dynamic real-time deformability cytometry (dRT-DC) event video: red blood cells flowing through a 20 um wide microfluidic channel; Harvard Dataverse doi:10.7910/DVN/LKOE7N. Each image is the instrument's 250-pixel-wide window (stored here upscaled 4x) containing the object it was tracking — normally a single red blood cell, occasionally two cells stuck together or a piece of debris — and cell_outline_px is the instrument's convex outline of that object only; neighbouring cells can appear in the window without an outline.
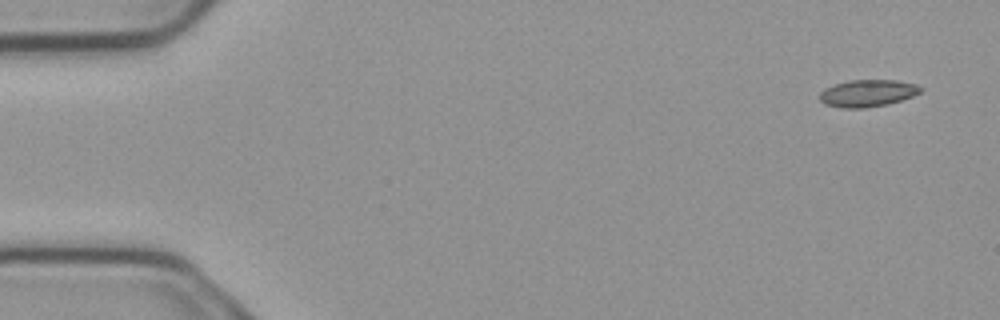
{"species": "common noctule bat (a hibernating species)", "species_latin": "Nyctalus noctula", "temperature_condition": "cold", "stored_images_in_passage": 3, "camera_frame_rate_fps": 3000, "um_per_image_px": 0.085, "animal": {"sex": "male", "body_mass_g": 23.1, "forearm_length_mm": 52.7}, "frame": {"image": 1, "passage_image": 1, "time_ms": 0.0, "image_size_px": [1000, 320], "cell_outline_px": [[924, 88], [920, 92], [912, 96], [888, 104], [864, 108], [844, 108], [824, 104], [820, 100], [820, 92], [824, 88], [848, 80], [896, 80], [916, 84]], "centroid_in_image_um": [73.74, 7.92], "position_along_channel_um": 11.3, "area_um2": 15.9}}
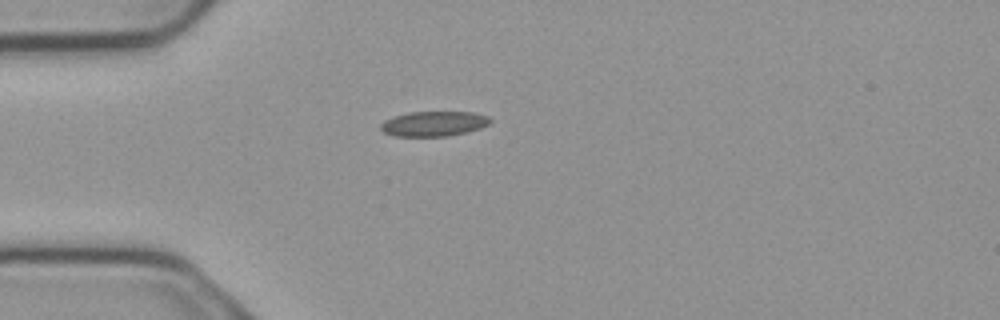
{"frame": {"image": 2, "passage_image": 3, "time_ms": 0.667, "image_size_px": [1000, 320], "cell_outline_px": [[492, 120], [488, 124], [480, 128], [448, 136], [396, 136], [384, 132], [380, 128], [380, 124], [384, 120], [392, 116], [408, 112], [472, 112], [488, 116]], "centroid_in_image_um": [36.84, 10.51], "position_along_channel_um": 48.2, "area_um2": 15.9}}